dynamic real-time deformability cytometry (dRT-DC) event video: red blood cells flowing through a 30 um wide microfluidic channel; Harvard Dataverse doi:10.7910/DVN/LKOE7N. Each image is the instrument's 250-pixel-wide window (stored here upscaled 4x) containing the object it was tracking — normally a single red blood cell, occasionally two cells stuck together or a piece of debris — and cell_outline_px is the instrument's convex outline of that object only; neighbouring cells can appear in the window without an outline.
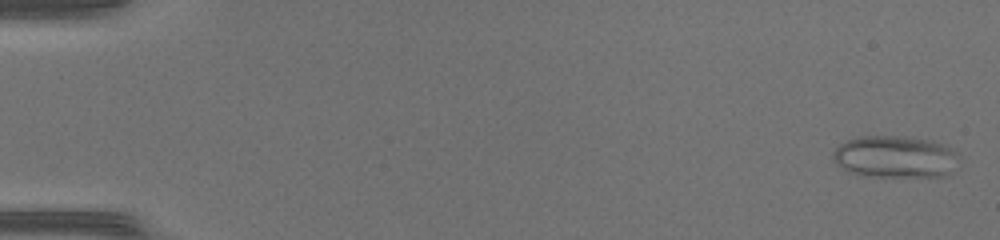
{"species": "common noctule bat (a hibernating species)", "species_latin": "Nyctalus noctula", "temperature_condition": "warm", "stored_images_in_passage": 50, "camera_frame_rate_fps": 3000, "um_per_image_px": 0.085, "animal": {"sex": "female", "body_mass_g": 17.0, "forearm_length_mm": 48.0}, "frame": {"image": 1, "passage_image": 2, "time_ms": 0.333, "image_size_px": [1000, 240], "cell_outline_px": [[956, 156], [952, 172], [948, 176], [872, 176], [848, 172], [836, 164], [832, 160], [832, 152], [840, 144], [856, 136], [904, 136], [932, 140], [952, 148], [956, 152]], "centroid_in_image_um": [76.04, 13.32], "position_along_channel_um": 9.0, "area_um2": 30.87}}
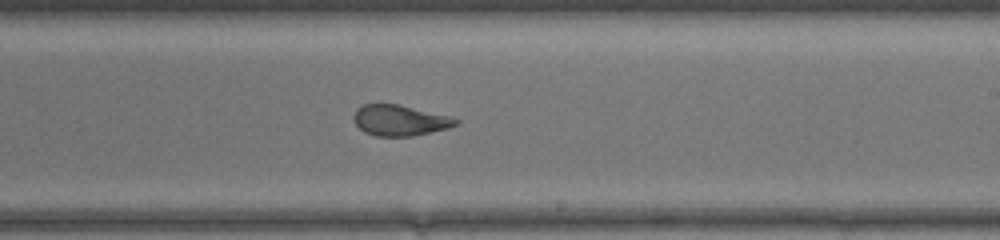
{"frame": {"image": 2, "passage_image": 31, "time_ms": 10.0, "image_size_px": [1000, 240], "cell_outline_px": [[460, 124], [448, 128], [412, 136], [376, 136], [364, 132], [356, 124], [352, 116], [356, 108], [364, 104], [400, 104], [448, 116], [460, 120]], "centroid_in_image_um": [33.97, 10.22], "position_along_channel_um": 255.0, "area_um2": 18.32}}
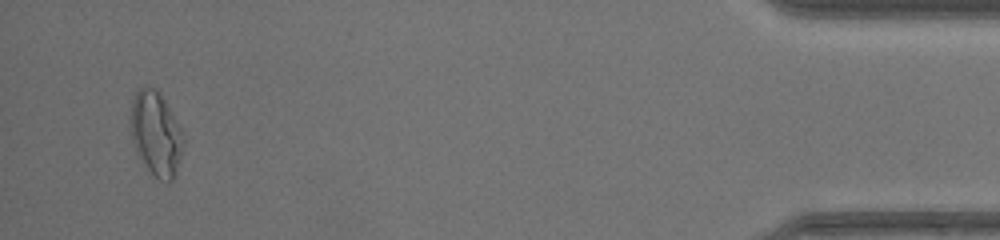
{"frame": {"image": 3, "passage_image": 48, "time_ms": 15.667, "image_size_px": [1000, 240], "cell_outline_px": [[184, 140], [176, 172], [172, 180], [168, 184], [152, 176], [136, 152], [132, 140], [132, 100], [136, 92], [140, 88], [148, 84], [156, 88], [160, 92], [184, 132]], "centroid_in_image_um": [13.28, 11.36], "position_along_channel_um": 421.9, "area_um2": 26.01}, "authors_computed_cell_mechanics": {"area_um2": 21.9351, "velocity_mm_per_s": 4.2866, "shape_relaxation_time_tau1_ms": null, "shape_relaxation_time_tau2_ms": 1.1924, "deformation_change_tau1": null, "deformation_change_tau2": 0.0792}}